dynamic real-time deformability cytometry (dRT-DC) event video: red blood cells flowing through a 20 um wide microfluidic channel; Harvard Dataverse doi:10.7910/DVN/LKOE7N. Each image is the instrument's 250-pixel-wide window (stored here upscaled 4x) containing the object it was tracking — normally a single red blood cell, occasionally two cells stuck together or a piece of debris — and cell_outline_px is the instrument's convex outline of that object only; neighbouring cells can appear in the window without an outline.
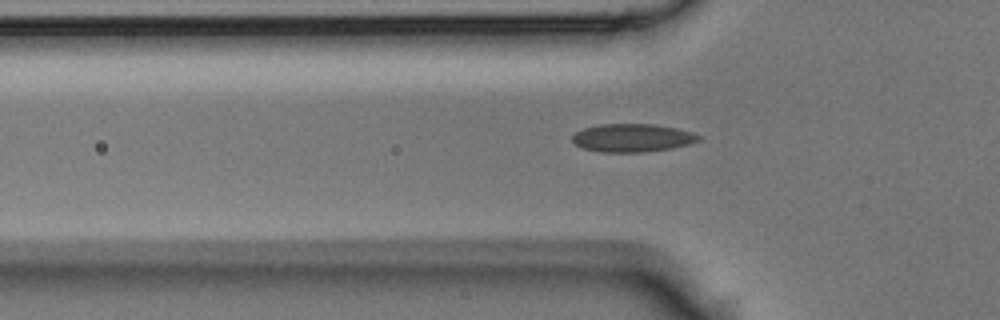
{"species": "Egyptian fruit bat (a non-hibernating species)", "species_latin": "Rousettus aegyptiacus", "temperature_condition": "room temperature", "stored_images_in_passage": 37, "camera_frame_rate_fps": 3000, "um_per_image_px": 0.085, "animal": {"sex": "male"}, "frame": {"image": 1, "passage_image": 12, "time_ms": 3.667, "image_size_px": [1000, 320], "cell_outline_px": [[700, 140], [688, 144], [672, 148], [644, 152], [604, 152], [584, 148], [576, 144], [572, 140], [572, 136], [576, 132], [584, 128], [600, 124], [656, 124], [676, 128], [692, 132], [700, 136]], "centroid_in_image_um": [53.76, 11.71], "position_along_channel_um": 72.0, "area_um2": 20.58}}
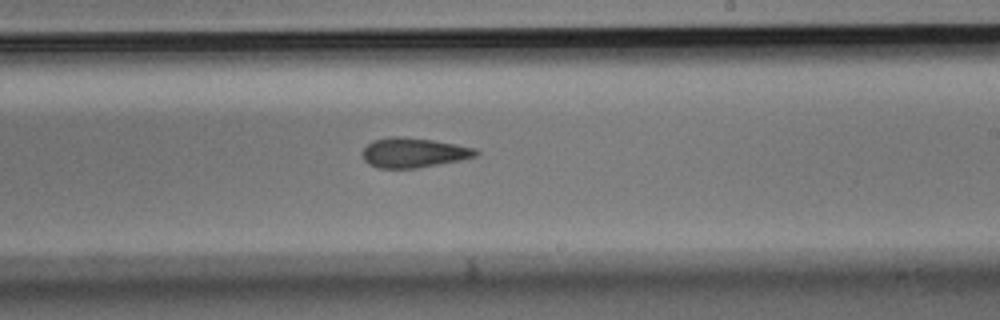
{"frame": {"image": 2, "passage_image": 24, "time_ms": 7.667, "image_size_px": [1000, 320], "cell_outline_px": [[480, 152], [476, 156], [460, 160], [416, 168], [376, 168], [368, 164], [364, 160], [360, 152], [372, 140], [392, 136], [400, 136], [432, 140], [456, 144], [476, 148]], "centroid_in_image_um": [35.12, 12.97], "position_along_channel_um": 253.9, "area_um2": 19.77}}
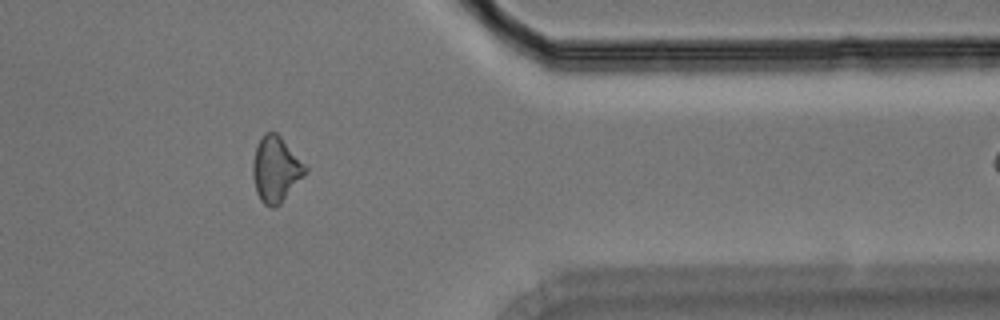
{"frame": {"image": 3, "passage_image": 34, "time_ms": 11.0, "image_size_px": [1000, 320], "cell_outline_px": [[308, 168], [304, 176], [280, 204], [272, 208], [264, 204], [260, 200], [256, 192], [252, 176], [252, 164], [256, 144], [264, 132], [276, 132], [280, 136]], "centroid_in_image_um": [23.41, 14.39], "position_along_channel_um": 388.0, "area_um2": 20.06}}